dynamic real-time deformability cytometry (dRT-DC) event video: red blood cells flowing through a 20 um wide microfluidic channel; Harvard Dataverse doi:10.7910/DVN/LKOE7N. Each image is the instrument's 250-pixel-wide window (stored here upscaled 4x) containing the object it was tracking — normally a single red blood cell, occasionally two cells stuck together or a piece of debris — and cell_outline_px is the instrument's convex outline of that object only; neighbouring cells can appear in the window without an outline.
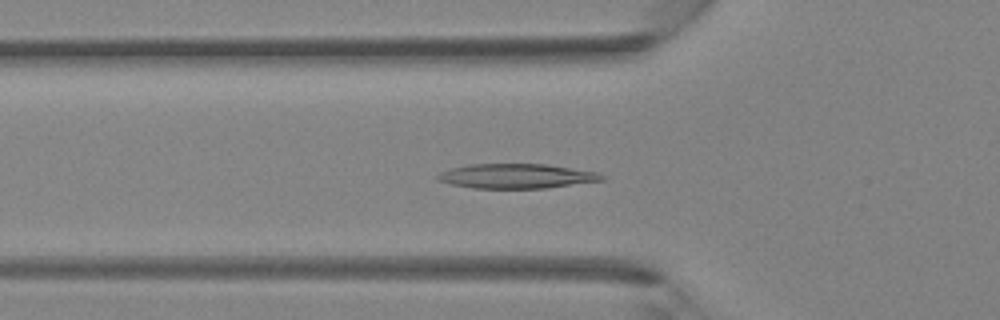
{"species": "Egyptian fruit bat (a non-hibernating species)", "species_latin": "Rousettus aegyptiacus", "temperature_condition": "room temperature", "stored_images_in_passage": 22, "camera_frame_rate_fps": 3000, "um_per_image_px": 0.085, "animal": {"sex": "female"}, "frame": {"image": 1, "passage_image": 2, "time_ms": 0.333, "image_size_px": [1000, 320], "cell_outline_px": [[604, 180], [548, 188], [472, 188], [452, 184], [436, 180], [436, 176], [440, 172], [452, 168], [468, 164], [544, 164], [600, 172], [604, 176]], "centroid_in_image_um": [43.91, 14.97], "position_along_channel_um": 81.9, "area_um2": 23.58}}
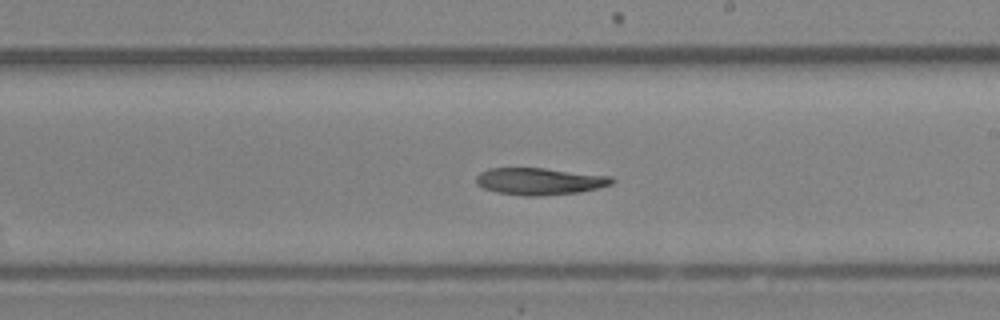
{"frame": {"image": 2, "passage_image": 12, "time_ms": 3.667, "image_size_px": [1000, 320], "cell_outline_px": [[616, 180], [612, 184], [580, 192], [540, 196], [524, 196], [496, 192], [484, 188], [476, 184], [476, 176], [480, 172], [488, 168], [544, 168], [612, 176]], "centroid_in_image_um": [45.86, 15.41], "position_along_channel_um": 243.1, "area_um2": 21.44}}
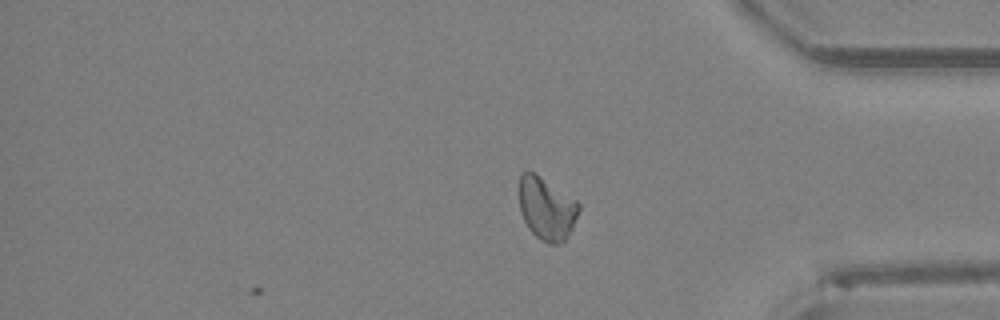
{"frame": {"image": 3, "passage_image": 22, "time_ms": 7.0, "image_size_px": [1000, 320], "cell_outline_px": [[580, 208], [572, 228], [564, 240], [560, 244], [548, 244], [540, 240], [528, 228], [520, 212], [520, 172], [528, 168], [576, 200], [580, 204]], "centroid_in_image_um": [46.44, 17.71], "position_along_channel_um": 388.8, "area_um2": 21.79}}